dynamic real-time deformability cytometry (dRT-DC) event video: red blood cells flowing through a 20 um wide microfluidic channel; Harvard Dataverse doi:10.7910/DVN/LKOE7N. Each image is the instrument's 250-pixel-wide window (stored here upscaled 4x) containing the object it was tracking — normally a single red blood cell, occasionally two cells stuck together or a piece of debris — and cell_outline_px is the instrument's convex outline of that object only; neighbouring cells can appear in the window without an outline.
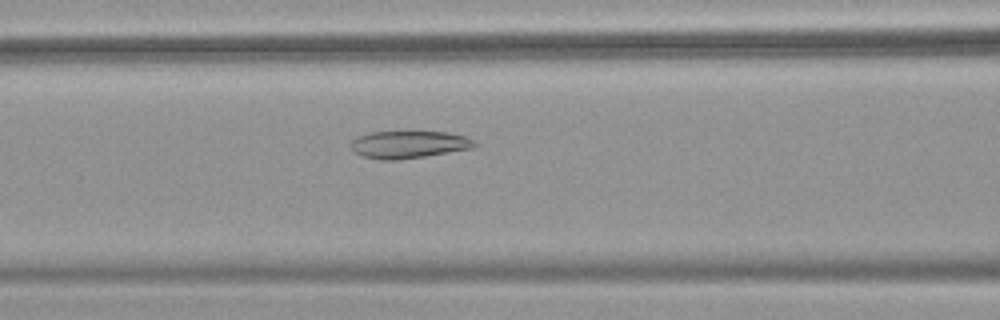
{"species": "common noctule bat (a hibernating species)", "species_latin": "Nyctalus noctula", "temperature_condition": "warm", "stored_images_in_passage": 54, "camera_frame_rate_fps": 3000, "um_per_image_px": 0.085, "animal": {"sex": "female", "body_mass_g": 18.4}, "frame": {"image": 1, "passage_image": 23, "time_ms": 7.333, "image_size_px": [1000, 320], "cell_outline_px": [[480, 144], [472, 148], [400, 160], [380, 160], [364, 156], [352, 152], [348, 144], [356, 136], [372, 132], [448, 132], [464, 136], [476, 140]], "centroid_in_image_um": [34.71, 12.28], "position_along_channel_um": 131.9, "area_um2": 19.94}}
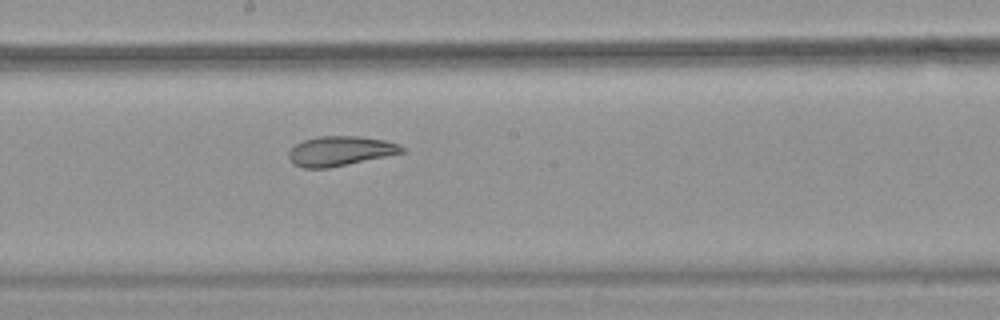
{"frame": {"image": 2, "passage_image": 30, "time_ms": 9.667, "image_size_px": [1000, 320], "cell_outline_px": [[408, 152], [328, 168], [304, 168], [292, 164], [288, 156], [288, 152], [296, 144], [304, 140], [320, 136], [356, 136], [384, 140], [400, 144]], "centroid_in_image_um": [28.94, 12.84], "position_along_channel_um": 219.3, "area_um2": 19.65}}
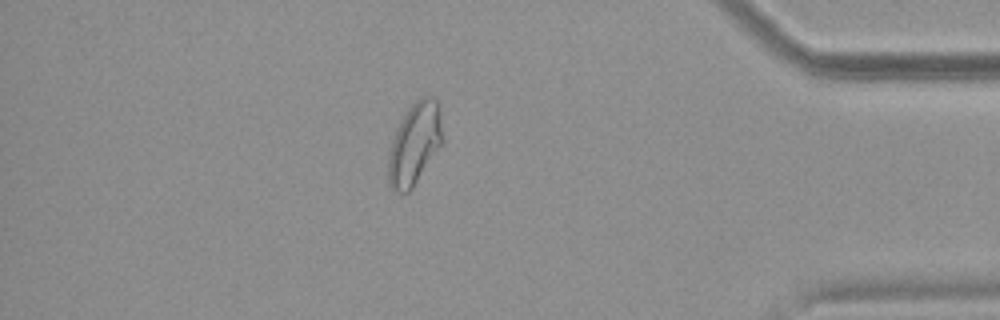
{"frame": {"image": 3, "passage_image": 47, "time_ms": 15.333, "image_size_px": [1000, 320], "cell_outline_px": [[444, 140], [412, 188], [408, 192], [400, 192], [392, 188], [388, 184], [388, 152], [392, 140], [400, 120], [408, 108], [420, 96], [436, 96], [440, 104]], "centroid_in_image_um": [35.26, 12.15], "position_along_channel_um": 399.9, "area_um2": 26.18}, "authors_computed_cell_mechanics": {"area_um2": 25.6921, "velocity_mm_per_s": 3.758, "shape_relaxation_time_tau1_ms": null, "shape_relaxation_time_tau2_ms": 2.4103, "deformation_change_tau1": null, "deformation_change_tau2": 0.0823}}